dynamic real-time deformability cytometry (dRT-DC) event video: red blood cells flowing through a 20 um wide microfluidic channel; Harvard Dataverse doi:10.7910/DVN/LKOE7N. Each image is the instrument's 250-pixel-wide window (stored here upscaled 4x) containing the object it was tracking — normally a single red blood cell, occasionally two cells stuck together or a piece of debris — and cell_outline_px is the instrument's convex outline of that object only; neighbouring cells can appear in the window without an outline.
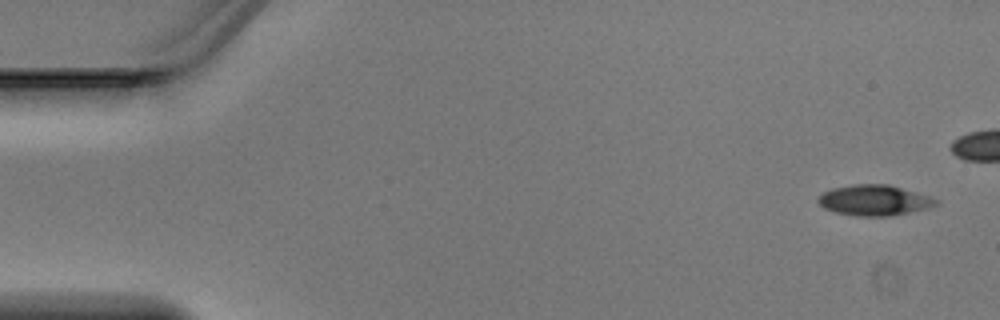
{"species": "Egyptian fruit bat (a non-hibernating species)", "species_latin": "Rousettus aegyptiacus", "temperature_condition": "warm", "stored_images_in_passage": 5, "camera_frame_rate_fps": 3000, "um_per_image_px": 0.085, "animal": {"sex": "male"}, "frame": {"image": 1, "passage_image": 1, "time_ms": 0.0, "image_size_px": [1000, 320], "cell_outline_px": [[940, 204], [928, 208], [888, 216], [856, 216], [836, 212], [824, 208], [816, 200], [824, 192], [832, 188], [852, 184], [888, 184], [916, 192], [940, 200]], "centroid_in_image_um": [74.32, 17.02], "position_along_channel_um": 10.7, "area_um2": 20.92}}
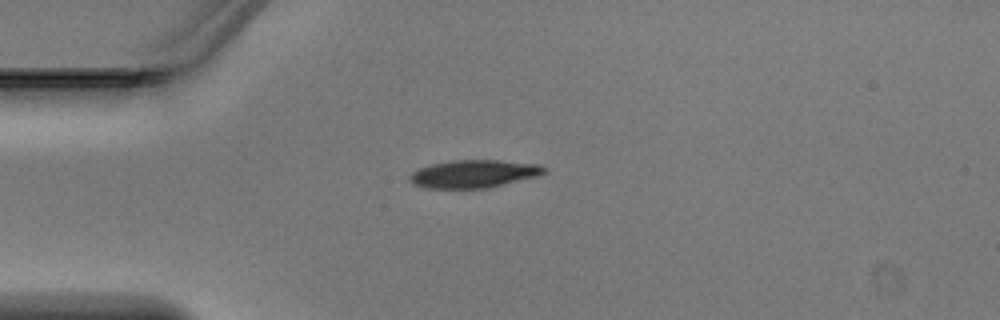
{"frame": {"image": 2, "passage_image": 5, "time_ms": 1.333, "image_size_px": [1000, 320], "cell_outline_px": [[548, 172], [540, 176], [488, 188], [428, 188], [412, 184], [408, 180], [408, 176], [412, 172], [420, 168], [432, 164], [456, 160], [496, 160], [540, 164], [548, 168]], "centroid_in_image_um": [40.33, 14.78], "position_along_channel_um": 44.7, "area_um2": 22.02}}